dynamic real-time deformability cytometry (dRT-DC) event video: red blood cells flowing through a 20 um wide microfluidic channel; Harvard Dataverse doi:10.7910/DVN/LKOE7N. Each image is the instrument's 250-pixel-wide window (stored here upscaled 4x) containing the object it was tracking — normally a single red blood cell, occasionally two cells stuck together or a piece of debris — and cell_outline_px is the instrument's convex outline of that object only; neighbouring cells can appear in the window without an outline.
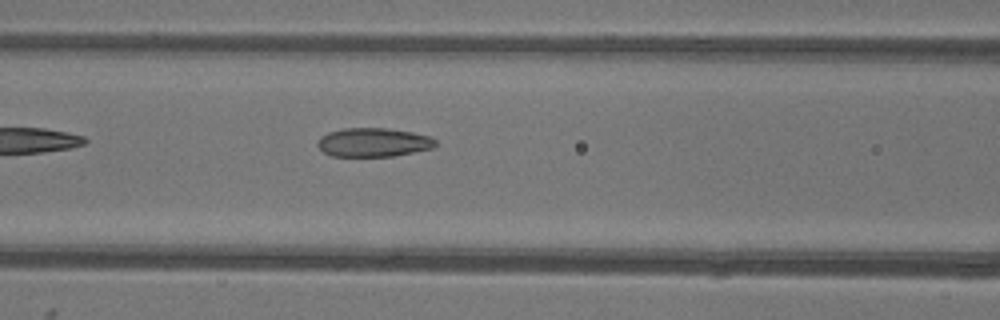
{"species": "common noctule bat (a hibernating species)", "species_latin": "Nyctalus noctula", "temperature_condition": "warm", "stored_images_in_passage": 34, "camera_frame_rate_fps": 3000, "um_per_image_px": 0.085, "animal": {"sex": "female"}, "frame": {"image": 1, "passage_image": 6, "time_ms": 1.667, "image_size_px": [1000, 320], "cell_outline_px": [[436, 144], [432, 148], [392, 156], [332, 156], [324, 152], [316, 144], [320, 136], [328, 132], [344, 128], [388, 128], [412, 132], [432, 136], [436, 140]], "centroid_in_image_um": [31.73, 12.09], "position_along_channel_um": 134.9, "area_um2": 19.83}}
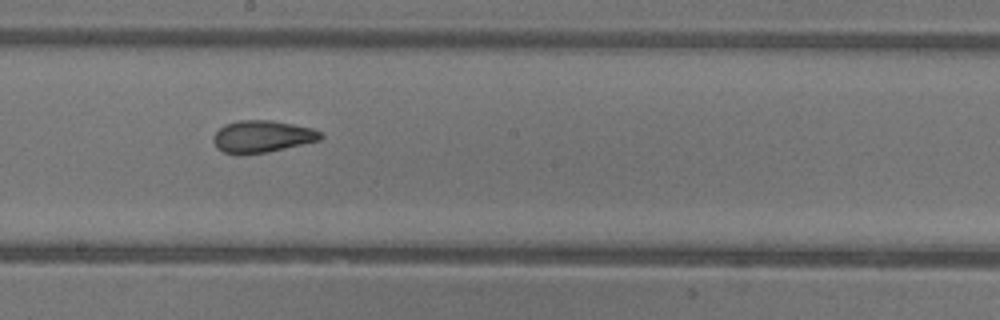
{"frame": {"image": 2, "passage_image": 13, "time_ms": 4.0, "image_size_px": [1000, 320], "cell_outline_px": [[324, 136], [320, 140], [268, 152], [224, 152], [216, 148], [212, 140], [212, 136], [224, 124], [236, 120], [272, 120], [312, 128], [320, 132]], "centroid_in_image_um": [22.28, 11.57], "position_along_channel_um": 225.9, "area_um2": 19.71}}
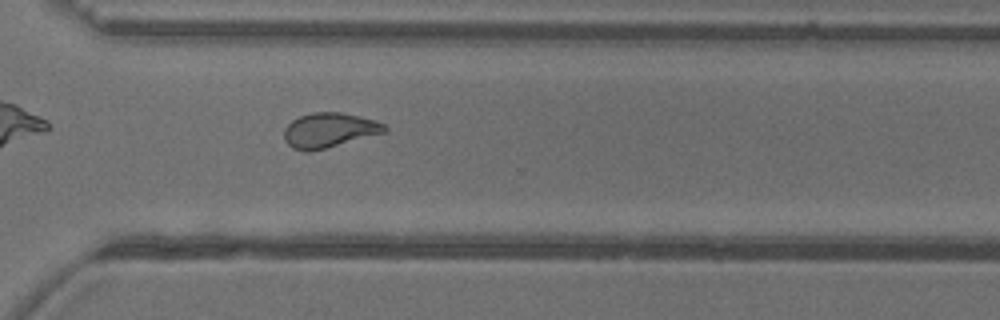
{"frame": {"image": 3, "passage_image": 22, "time_ms": 7.0, "image_size_px": [1000, 320], "cell_outline_px": [[388, 128], [384, 132], [324, 148], [308, 152], [292, 148], [284, 140], [284, 128], [292, 120], [300, 116], [312, 112], [340, 112], [360, 116], [376, 120], [384, 124]], "centroid_in_image_um": [27.95, 11.05], "position_along_channel_um": 342.7, "area_um2": 20.11}, "authors_computed_cell_mechanics": {"area_um2": 20.4612, "velocity_mm_per_s": 3.9093, "shape_relaxation_time_tau1_ms": 10.2257, "shape_relaxation_time_tau2_ms": 1.2628, "deformation_change_tau1": 0.2335, "deformation_change_tau2": 0.0683}}